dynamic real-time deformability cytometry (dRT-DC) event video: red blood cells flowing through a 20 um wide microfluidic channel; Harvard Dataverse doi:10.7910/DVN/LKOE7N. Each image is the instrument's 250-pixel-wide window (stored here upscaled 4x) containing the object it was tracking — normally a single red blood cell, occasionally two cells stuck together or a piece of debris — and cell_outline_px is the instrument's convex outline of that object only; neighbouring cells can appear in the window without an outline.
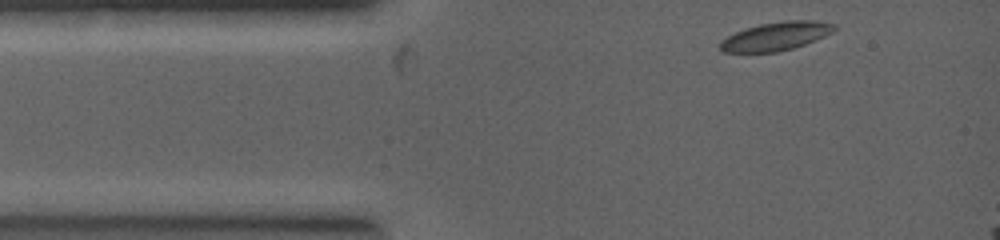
{"species": "common noctule bat (a hibernating species)", "species_latin": "Nyctalus noctula", "temperature_condition": "warm", "stored_images_in_passage": 3, "camera_frame_rate_fps": 5000, "um_per_image_px": 0.085, "animal": {"sex": "female", "body_mass_g": 19.0, "forearm_length_mm": 53.3}, "frame": {"image": 1, "passage_image": 1, "time_ms": 0.0, "image_size_px": [1000, 240], "cell_outline_px": [[836, 28], [832, 32], [824, 36], [804, 44], [792, 48], [776, 52], [724, 52], [720, 48], [720, 44], [728, 36], [744, 28], [760, 24], [784, 20], [812, 20], [832, 24]], "centroid_in_image_um": [65.94, 3.07], "position_along_channel_um": 19.1, "area_um2": 18.55}}
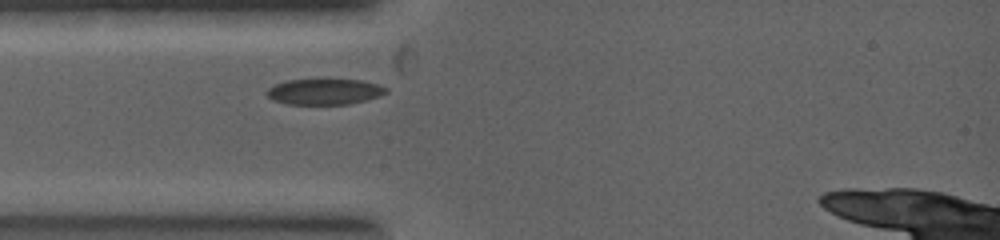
{"frame": {"image": 2, "passage_image": 3, "time_ms": 1.2, "image_size_px": [1000, 240], "cell_outline_px": [[388, 92], [364, 100], [348, 104], [288, 104], [276, 100], [268, 96], [268, 88], [276, 84], [288, 80], [360, 80], [376, 84], [388, 88]], "centroid_in_image_um": [27.59, 7.79], "position_along_channel_um": 57.4, "area_um2": 17.4}}